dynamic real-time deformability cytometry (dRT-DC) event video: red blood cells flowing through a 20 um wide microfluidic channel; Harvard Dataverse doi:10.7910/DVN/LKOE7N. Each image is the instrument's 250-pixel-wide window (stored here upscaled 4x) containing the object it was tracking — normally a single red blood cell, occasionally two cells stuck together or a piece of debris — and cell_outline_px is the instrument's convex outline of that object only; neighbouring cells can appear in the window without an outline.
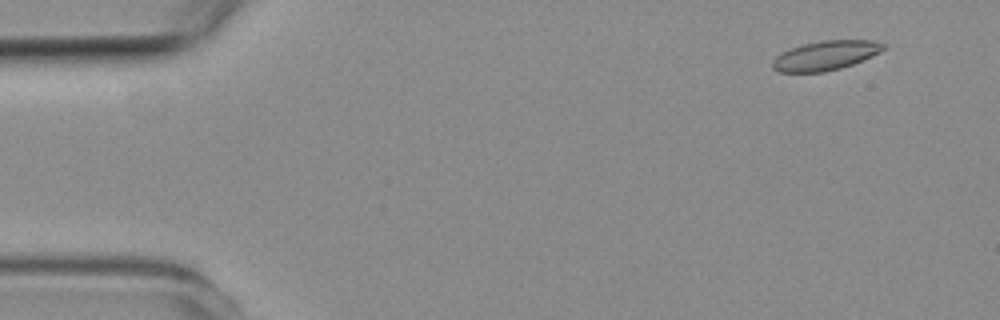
{"species": "common noctule bat (a hibernating species)", "species_latin": "Nyctalus noctula", "temperature_condition": "room temperature", "stored_images_in_passage": 4, "camera_frame_rate_fps": 3000, "um_per_image_px": 0.085, "animal": {"sex": "female", "body_mass_g": 19.3, "forearm_length_mm": 54.1}, "frame": {"image": 1, "passage_image": 1, "time_ms": 0.0, "image_size_px": [1000, 320], "cell_outline_px": [[884, 48], [880, 52], [852, 64], [840, 68], [824, 72], [780, 72], [772, 68], [772, 60], [776, 56], [792, 48], [804, 44], [824, 40], [872, 40], [884, 44]], "centroid_in_image_um": [70.15, 4.72], "position_along_channel_um": 14.8, "area_um2": 18.67}}